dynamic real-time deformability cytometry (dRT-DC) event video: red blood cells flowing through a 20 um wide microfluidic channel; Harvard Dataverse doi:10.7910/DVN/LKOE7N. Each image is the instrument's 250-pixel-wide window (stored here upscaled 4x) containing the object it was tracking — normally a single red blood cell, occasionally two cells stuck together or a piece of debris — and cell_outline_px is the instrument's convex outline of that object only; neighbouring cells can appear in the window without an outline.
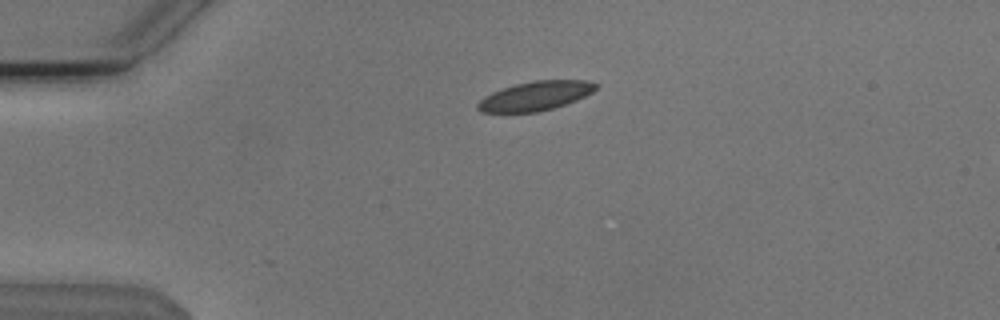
{"species": "Egyptian fruit bat (a non-hibernating species)", "species_latin": "Rousettus aegyptiacus", "temperature_condition": "cold", "stored_images_in_passage": 5, "camera_frame_rate_fps": 3000, "um_per_image_px": 0.085, "animal": {"sex": "male"}, "frame": {"image": 1, "passage_image": 4, "time_ms": 1.0, "image_size_px": [1000, 320], "cell_outline_px": [[600, 84], [592, 92], [576, 100], [552, 108], [536, 112], [480, 112], [476, 108], [476, 104], [484, 96], [492, 92], [516, 84], [532, 80], [588, 80]], "centroid_in_image_um": [45.51, 8.14], "position_along_channel_um": 39.5, "area_um2": 20.0}}